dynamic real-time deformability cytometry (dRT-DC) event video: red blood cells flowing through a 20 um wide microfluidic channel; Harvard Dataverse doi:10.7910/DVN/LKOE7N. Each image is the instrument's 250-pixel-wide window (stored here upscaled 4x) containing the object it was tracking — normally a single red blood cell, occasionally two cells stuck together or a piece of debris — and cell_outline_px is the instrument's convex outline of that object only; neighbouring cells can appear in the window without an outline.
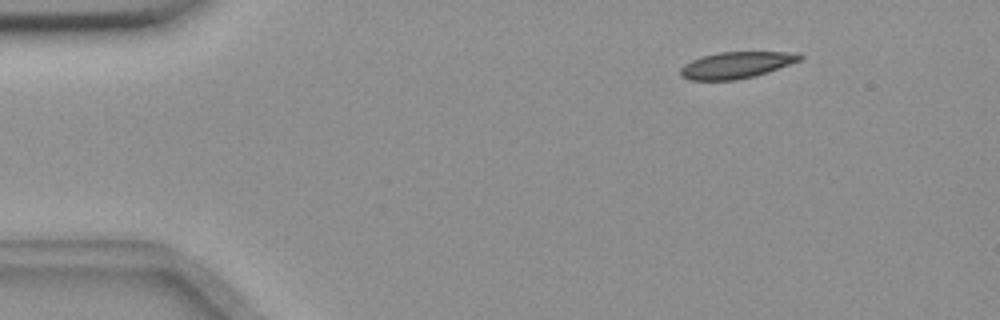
{"species": "common noctule bat (a hibernating species)", "species_latin": "Nyctalus noctula", "temperature_condition": "room temperature", "stored_images_in_passage": 3, "camera_frame_rate_fps": 3000, "um_per_image_px": 0.085, "animal": {"sex": "female", "body_mass_g": 18.4}, "frame": {"image": 1, "passage_image": 1, "time_ms": 0.0, "image_size_px": [1000, 320], "cell_outline_px": [[804, 56], [800, 60], [768, 72], [756, 76], [736, 80], [688, 80], [680, 76], [680, 68], [684, 64], [700, 56], [716, 52], [800, 52]], "centroid_in_image_um": [62.57, 5.53], "position_along_channel_um": 22.4, "area_um2": 18.67}}